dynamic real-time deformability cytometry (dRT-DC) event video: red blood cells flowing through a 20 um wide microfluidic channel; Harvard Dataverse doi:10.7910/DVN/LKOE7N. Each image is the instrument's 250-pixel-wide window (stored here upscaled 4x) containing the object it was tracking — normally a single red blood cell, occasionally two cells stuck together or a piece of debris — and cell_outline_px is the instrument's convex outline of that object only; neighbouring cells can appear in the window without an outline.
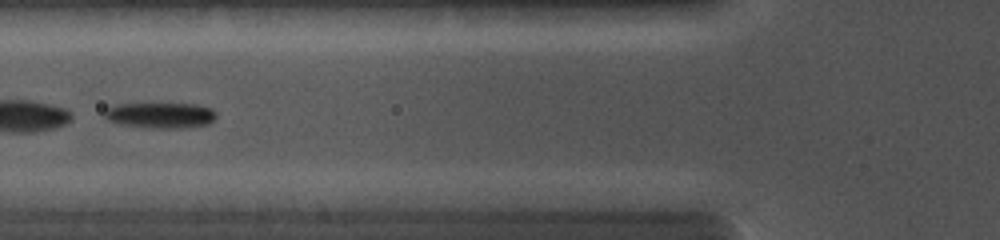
{"species": "common noctule bat (a hibernating species)", "species_latin": "Nyctalus noctula", "temperature_condition": "cold", "stored_images_in_passage": 27, "camera_frame_rate_fps": 5000, "um_per_image_px": 0.085, "animal": {"sex": "female", "body_mass_g": 19.0, "forearm_length_mm": 56.7}, "frame": {"image": 1, "passage_image": 5, "time_ms": 1.2, "image_size_px": [1000, 240], "cell_outline_px": [[216, 116], [208, 124], [188, 128], [144, 128], [116, 124], [108, 120], [104, 116], [104, 108], [116, 104], [196, 104], [212, 108], [216, 112]], "centroid_in_image_um": [13.6, 9.81], "position_along_channel_um": 112.2, "area_um2": 17.05}}